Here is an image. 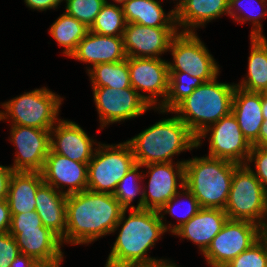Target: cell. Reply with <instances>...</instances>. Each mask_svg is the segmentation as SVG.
Wrapping results in <instances>:
<instances>
[{"label":"cell","instance_id":"cell-24","mask_svg":"<svg viewBox=\"0 0 267 267\" xmlns=\"http://www.w3.org/2000/svg\"><path fill=\"white\" fill-rule=\"evenodd\" d=\"M229 0H185L184 4L175 12V22L183 27L181 32L195 33L194 29L204 26L223 15H228ZM194 28V29H193Z\"/></svg>","mask_w":267,"mask_h":267},{"label":"cell","instance_id":"cell-15","mask_svg":"<svg viewBox=\"0 0 267 267\" xmlns=\"http://www.w3.org/2000/svg\"><path fill=\"white\" fill-rule=\"evenodd\" d=\"M184 160L162 163H150L144 165L148 168L150 176L147 189H143V209L158 211L178 191L185 187L184 183ZM174 164V165H173ZM179 181V183L177 182Z\"/></svg>","mask_w":267,"mask_h":267},{"label":"cell","instance_id":"cell-33","mask_svg":"<svg viewBox=\"0 0 267 267\" xmlns=\"http://www.w3.org/2000/svg\"><path fill=\"white\" fill-rule=\"evenodd\" d=\"M244 1L247 2V4L249 2L254 1L257 5H260L262 8L264 7L263 9H265V10L263 12L261 11L260 13L255 14L254 11L256 9L254 7H249L250 9L248 8V10H247L244 6V4H245ZM265 5H267L266 0H229L228 15H230L238 23L241 21L243 23H246V21L252 22L254 27L252 26L250 37H264V35L262 34V24L260 23L259 18H262L263 16H265L267 14V8ZM253 9H255V10H253ZM244 10L246 12H243ZM258 11L259 10H257V12ZM241 12H242V14H241Z\"/></svg>","mask_w":267,"mask_h":267},{"label":"cell","instance_id":"cell-34","mask_svg":"<svg viewBox=\"0 0 267 267\" xmlns=\"http://www.w3.org/2000/svg\"><path fill=\"white\" fill-rule=\"evenodd\" d=\"M184 192H177L167 203H165L159 210L158 212L161 213L164 211V213H168L172 217H176L175 215V210L176 206L179 205V207H184L181 205L178 197H183V195L186 197L188 203H187V208L186 211L180 215V218L178 219V223L176 225L170 224H163L166 232L169 230L172 234L179 228L181 227L184 223L188 222L201 208L199 206L198 200L196 197L186 188L184 187L182 189ZM179 202V204H178ZM168 226V227H167Z\"/></svg>","mask_w":267,"mask_h":267},{"label":"cell","instance_id":"cell-47","mask_svg":"<svg viewBox=\"0 0 267 267\" xmlns=\"http://www.w3.org/2000/svg\"><path fill=\"white\" fill-rule=\"evenodd\" d=\"M177 1V0H175ZM185 0H179V3L177 2L176 6L174 9H172L174 12H176L183 4Z\"/></svg>","mask_w":267,"mask_h":267},{"label":"cell","instance_id":"cell-28","mask_svg":"<svg viewBox=\"0 0 267 267\" xmlns=\"http://www.w3.org/2000/svg\"><path fill=\"white\" fill-rule=\"evenodd\" d=\"M51 36L59 46L64 48L63 54L70 57L76 50L78 43L87 35L89 28L66 12L51 25Z\"/></svg>","mask_w":267,"mask_h":267},{"label":"cell","instance_id":"cell-37","mask_svg":"<svg viewBox=\"0 0 267 267\" xmlns=\"http://www.w3.org/2000/svg\"><path fill=\"white\" fill-rule=\"evenodd\" d=\"M11 216L9 233H20L22 230L30 229H48L43 226L42 220L35 210Z\"/></svg>","mask_w":267,"mask_h":267},{"label":"cell","instance_id":"cell-18","mask_svg":"<svg viewBox=\"0 0 267 267\" xmlns=\"http://www.w3.org/2000/svg\"><path fill=\"white\" fill-rule=\"evenodd\" d=\"M50 130V149L59 155L80 163H89L93 158L94 140L75 122L59 120ZM94 150V151H93Z\"/></svg>","mask_w":267,"mask_h":267},{"label":"cell","instance_id":"cell-40","mask_svg":"<svg viewBox=\"0 0 267 267\" xmlns=\"http://www.w3.org/2000/svg\"><path fill=\"white\" fill-rule=\"evenodd\" d=\"M262 113L264 123L260 128L259 138L252 144V146L267 147V97L262 93Z\"/></svg>","mask_w":267,"mask_h":267},{"label":"cell","instance_id":"cell-27","mask_svg":"<svg viewBox=\"0 0 267 267\" xmlns=\"http://www.w3.org/2000/svg\"><path fill=\"white\" fill-rule=\"evenodd\" d=\"M248 73L237 87L248 92L264 93L267 90V39L251 37Z\"/></svg>","mask_w":267,"mask_h":267},{"label":"cell","instance_id":"cell-3","mask_svg":"<svg viewBox=\"0 0 267 267\" xmlns=\"http://www.w3.org/2000/svg\"><path fill=\"white\" fill-rule=\"evenodd\" d=\"M131 146L136 164L173 162L172 157L196 147V137L175 115L163 119L126 140Z\"/></svg>","mask_w":267,"mask_h":267},{"label":"cell","instance_id":"cell-8","mask_svg":"<svg viewBox=\"0 0 267 267\" xmlns=\"http://www.w3.org/2000/svg\"><path fill=\"white\" fill-rule=\"evenodd\" d=\"M88 163L87 189L113 194L117 184L134 166L135 159L129 143L114 145L98 144Z\"/></svg>","mask_w":267,"mask_h":267},{"label":"cell","instance_id":"cell-49","mask_svg":"<svg viewBox=\"0 0 267 267\" xmlns=\"http://www.w3.org/2000/svg\"><path fill=\"white\" fill-rule=\"evenodd\" d=\"M263 234H267V224H266V226L264 228Z\"/></svg>","mask_w":267,"mask_h":267},{"label":"cell","instance_id":"cell-38","mask_svg":"<svg viewBox=\"0 0 267 267\" xmlns=\"http://www.w3.org/2000/svg\"><path fill=\"white\" fill-rule=\"evenodd\" d=\"M254 162V169L252 170L256 178L267 189V147L252 146L249 158L246 164Z\"/></svg>","mask_w":267,"mask_h":267},{"label":"cell","instance_id":"cell-31","mask_svg":"<svg viewBox=\"0 0 267 267\" xmlns=\"http://www.w3.org/2000/svg\"><path fill=\"white\" fill-rule=\"evenodd\" d=\"M126 24L122 6L106 1L89 31L105 36H123Z\"/></svg>","mask_w":267,"mask_h":267},{"label":"cell","instance_id":"cell-48","mask_svg":"<svg viewBox=\"0 0 267 267\" xmlns=\"http://www.w3.org/2000/svg\"><path fill=\"white\" fill-rule=\"evenodd\" d=\"M113 1L120 4V6H122L127 0H113Z\"/></svg>","mask_w":267,"mask_h":267},{"label":"cell","instance_id":"cell-45","mask_svg":"<svg viewBox=\"0 0 267 267\" xmlns=\"http://www.w3.org/2000/svg\"><path fill=\"white\" fill-rule=\"evenodd\" d=\"M124 267H178L177 264L168 260H160L151 264H132Z\"/></svg>","mask_w":267,"mask_h":267},{"label":"cell","instance_id":"cell-20","mask_svg":"<svg viewBox=\"0 0 267 267\" xmlns=\"http://www.w3.org/2000/svg\"><path fill=\"white\" fill-rule=\"evenodd\" d=\"M228 219L223 209L200 208L188 222L184 223L173 234L189 239L199 246L203 254Z\"/></svg>","mask_w":267,"mask_h":267},{"label":"cell","instance_id":"cell-4","mask_svg":"<svg viewBox=\"0 0 267 267\" xmlns=\"http://www.w3.org/2000/svg\"><path fill=\"white\" fill-rule=\"evenodd\" d=\"M235 87V84L219 83L215 77L195 88L171 113L177 114L197 138L207 127L231 113Z\"/></svg>","mask_w":267,"mask_h":267},{"label":"cell","instance_id":"cell-36","mask_svg":"<svg viewBox=\"0 0 267 267\" xmlns=\"http://www.w3.org/2000/svg\"><path fill=\"white\" fill-rule=\"evenodd\" d=\"M224 267H267V238L263 235Z\"/></svg>","mask_w":267,"mask_h":267},{"label":"cell","instance_id":"cell-7","mask_svg":"<svg viewBox=\"0 0 267 267\" xmlns=\"http://www.w3.org/2000/svg\"><path fill=\"white\" fill-rule=\"evenodd\" d=\"M62 101L63 98L46 87L25 92L2 103L5 111H0V121L10 118L12 125L51 130L60 120L57 116Z\"/></svg>","mask_w":267,"mask_h":267},{"label":"cell","instance_id":"cell-11","mask_svg":"<svg viewBox=\"0 0 267 267\" xmlns=\"http://www.w3.org/2000/svg\"><path fill=\"white\" fill-rule=\"evenodd\" d=\"M210 132L208 156L245 165L252 145L244 137L236 117L232 112L218 122L207 127L197 138L196 147L201 146L202 138Z\"/></svg>","mask_w":267,"mask_h":267},{"label":"cell","instance_id":"cell-1","mask_svg":"<svg viewBox=\"0 0 267 267\" xmlns=\"http://www.w3.org/2000/svg\"><path fill=\"white\" fill-rule=\"evenodd\" d=\"M124 210L113 194L87 189L67 195L66 233L61 242L89 244L113 233Z\"/></svg>","mask_w":267,"mask_h":267},{"label":"cell","instance_id":"cell-35","mask_svg":"<svg viewBox=\"0 0 267 267\" xmlns=\"http://www.w3.org/2000/svg\"><path fill=\"white\" fill-rule=\"evenodd\" d=\"M64 1H66L65 12L90 28L107 0Z\"/></svg>","mask_w":267,"mask_h":267},{"label":"cell","instance_id":"cell-30","mask_svg":"<svg viewBox=\"0 0 267 267\" xmlns=\"http://www.w3.org/2000/svg\"><path fill=\"white\" fill-rule=\"evenodd\" d=\"M203 81L187 72L169 71L168 94L164 103L156 110L171 112L182 100L191 95Z\"/></svg>","mask_w":267,"mask_h":267},{"label":"cell","instance_id":"cell-23","mask_svg":"<svg viewBox=\"0 0 267 267\" xmlns=\"http://www.w3.org/2000/svg\"><path fill=\"white\" fill-rule=\"evenodd\" d=\"M35 201V211L41 218L43 226L62 240L66 233L67 195L43 182L37 190Z\"/></svg>","mask_w":267,"mask_h":267},{"label":"cell","instance_id":"cell-9","mask_svg":"<svg viewBox=\"0 0 267 267\" xmlns=\"http://www.w3.org/2000/svg\"><path fill=\"white\" fill-rule=\"evenodd\" d=\"M264 229L247 220L228 219L203 253L211 267H224L263 236Z\"/></svg>","mask_w":267,"mask_h":267},{"label":"cell","instance_id":"cell-39","mask_svg":"<svg viewBox=\"0 0 267 267\" xmlns=\"http://www.w3.org/2000/svg\"><path fill=\"white\" fill-rule=\"evenodd\" d=\"M20 254L14 237L9 232L0 233V267H10V263Z\"/></svg>","mask_w":267,"mask_h":267},{"label":"cell","instance_id":"cell-2","mask_svg":"<svg viewBox=\"0 0 267 267\" xmlns=\"http://www.w3.org/2000/svg\"><path fill=\"white\" fill-rule=\"evenodd\" d=\"M126 211L127 209L122 212L121 218L113 230L114 233L121 227L105 267L151 264L163 260L148 257L147 251L166 232L162 220L164 214L143 208L130 209L131 212L126 218Z\"/></svg>","mask_w":267,"mask_h":267},{"label":"cell","instance_id":"cell-12","mask_svg":"<svg viewBox=\"0 0 267 267\" xmlns=\"http://www.w3.org/2000/svg\"><path fill=\"white\" fill-rule=\"evenodd\" d=\"M94 102L99 114L101 128L143 115L149 104L133 87L113 89L93 87Z\"/></svg>","mask_w":267,"mask_h":267},{"label":"cell","instance_id":"cell-6","mask_svg":"<svg viewBox=\"0 0 267 267\" xmlns=\"http://www.w3.org/2000/svg\"><path fill=\"white\" fill-rule=\"evenodd\" d=\"M224 211L231 220H247L265 228L267 189L256 178L250 164L235 168Z\"/></svg>","mask_w":267,"mask_h":267},{"label":"cell","instance_id":"cell-16","mask_svg":"<svg viewBox=\"0 0 267 267\" xmlns=\"http://www.w3.org/2000/svg\"><path fill=\"white\" fill-rule=\"evenodd\" d=\"M177 27H150L127 23L123 33L127 57L160 58L169 51L172 39L179 33Z\"/></svg>","mask_w":267,"mask_h":267},{"label":"cell","instance_id":"cell-21","mask_svg":"<svg viewBox=\"0 0 267 267\" xmlns=\"http://www.w3.org/2000/svg\"><path fill=\"white\" fill-rule=\"evenodd\" d=\"M10 234L14 237L20 253L30 256L42 264L63 260L61 239L50 229H30Z\"/></svg>","mask_w":267,"mask_h":267},{"label":"cell","instance_id":"cell-42","mask_svg":"<svg viewBox=\"0 0 267 267\" xmlns=\"http://www.w3.org/2000/svg\"><path fill=\"white\" fill-rule=\"evenodd\" d=\"M13 172L10 166L0 165V200L7 198L9 181Z\"/></svg>","mask_w":267,"mask_h":267},{"label":"cell","instance_id":"cell-43","mask_svg":"<svg viewBox=\"0 0 267 267\" xmlns=\"http://www.w3.org/2000/svg\"><path fill=\"white\" fill-rule=\"evenodd\" d=\"M63 0H24L30 9L45 11L59 6Z\"/></svg>","mask_w":267,"mask_h":267},{"label":"cell","instance_id":"cell-29","mask_svg":"<svg viewBox=\"0 0 267 267\" xmlns=\"http://www.w3.org/2000/svg\"><path fill=\"white\" fill-rule=\"evenodd\" d=\"M92 87L124 89L131 86L127 59L115 63H101L87 69Z\"/></svg>","mask_w":267,"mask_h":267},{"label":"cell","instance_id":"cell-26","mask_svg":"<svg viewBox=\"0 0 267 267\" xmlns=\"http://www.w3.org/2000/svg\"><path fill=\"white\" fill-rule=\"evenodd\" d=\"M159 2L161 1L127 0L122 5L126 23L150 27H177L175 12L171 10L166 15Z\"/></svg>","mask_w":267,"mask_h":267},{"label":"cell","instance_id":"cell-41","mask_svg":"<svg viewBox=\"0 0 267 267\" xmlns=\"http://www.w3.org/2000/svg\"><path fill=\"white\" fill-rule=\"evenodd\" d=\"M11 212L6 199L0 200V233L9 232Z\"/></svg>","mask_w":267,"mask_h":267},{"label":"cell","instance_id":"cell-13","mask_svg":"<svg viewBox=\"0 0 267 267\" xmlns=\"http://www.w3.org/2000/svg\"><path fill=\"white\" fill-rule=\"evenodd\" d=\"M126 59L128 61L131 86L137 92L138 90L143 92L141 97L151 108H159L168 94V61L161 58L127 57ZM144 92L149 95L144 94ZM161 96L163 97L162 100L157 102Z\"/></svg>","mask_w":267,"mask_h":267},{"label":"cell","instance_id":"cell-25","mask_svg":"<svg viewBox=\"0 0 267 267\" xmlns=\"http://www.w3.org/2000/svg\"><path fill=\"white\" fill-rule=\"evenodd\" d=\"M43 182L41 172L14 171L12 173L6 198L11 215L35 210V197Z\"/></svg>","mask_w":267,"mask_h":267},{"label":"cell","instance_id":"cell-10","mask_svg":"<svg viewBox=\"0 0 267 267\" xmlns=\"http://www.w3.org/2000/svg\"><path fill=\"white\" fill-rule=\"evenodd\" d=\"M169 51L173 57V63L168 62L169 71L187 72L203 82L214 79L220 72L219 65L196 32H179L172 39Z\"/></svg>","mask_w":267,"mask_h":267},{"label":"cell","instance_id":"cell-14","mask_svg":"<svg viewBox=\"0 0 267 267\" xmlns=\"http://www.w3.org/2000/svg\"><path fill=\"white\" fill-rule=\"evenodd\" d=\"M10 141L16 146L13 171L41 172L50 151V130L11 125Z\"/></svg>","mask_w":267,"mask_h":267},{"label":"cell","instance_id":"cell-5","mask_svg":"<svg viewBox=\"0 0 267 267\" xmlns=\"http://www.w3.org/2000/svg\"><path fill=\"white\" fill-rule=\"evenodd\" d=\"M237 166L236 163L210 156L185 160V187L196 197L201 208L224 210Z\"/></svg>","mask_w":267,"mask_h":267},{"label":"cell","instance_id":"cell-46","mask_svg":"<svg viewBox=\"0 0 267 267\" xmlns=\"http://www.w3.org/2000/svg\"><path fill=\"white\" fill-rule=\"evenodd\" d=\"M62 261L63 260L51 264H42L40 267H60Z\"/></svg>","mask_w":267,"mask_h":267},{"label":"cell","instance_id":"cell-19","mask_svg":"<svg viewBox=\"0 0 267 267\" xmlns=\"http://www.w3.org/2000/svg\"><path fill=\"white\" fill-rule=\"evenodd\" d=\"M93 66L101 63H115L127 58L123 36H105L89 31L78 43L75 52L70 56Z\"/></svg>","mask_w":267,"mask_h":267},{"label":"cell","instance_id":"cell-22","mask_svg":"<svg viewBox=\"0 0 267 267\" xmlns=\"http://www.w3.org/2000/svg\"><path fill=\"white\" fill-rule=\"evenodd\" d=\"M231 112L244 137L252 145L259 138L260 128L264 123L262 93L248 92L236 86Z\"/></svg>","mask_w":267,"mask_h":267},{"label":"cell","instance_id":"cell-32","mask_svg":"<svg viewBox=\"0 0 267 267\" xmlns=\"http://www.w3.org/2000/svg\"><path fill=\"white\" fill-rule=\"evenodd\" d=\"M141 167L143 166L140 164H135L134 166H132L126 173V175L117 184L116 190L113 193V196L119 201L124 209H128L129 207L130 209L143 208V189L141 188V185H138V181L145 177V174L144 176H142L141 173L143 172H139L138 170ZM138 193H140L139 203L136 207L134 205L130 206Z\"/></svg>","mask_w":267,"mask_h":267},{"label":"cell","instance_id":"cell-44","mask_svg":"<svg viewBox=\"0 0 267 267\" xmlns=\"http://www.w3.org/2000/svg\"><path fill=\"white\" fill-rule=\"evenodd\" d=\"M41 262L23 253L18 254L10 263V267H40Z\"/></svg>","mask_w":267,"mask_h":267},{"label":"cell","instance_id":"cell-17","mask_svg":"<svg viewBox=\"0 0 267 267\" xmlns=\"http://www.w3.org/2000/svg\"><path fill=\"white\" fill-rule=\"evenodd\" d=\"M88 163L70 160L51 149L45 159L41 174L43 181L66 195L87 190ZM68 187L67 190L63 189Z\"/></svg>","mask_w":267,"mask_h":267}]
</instances>
